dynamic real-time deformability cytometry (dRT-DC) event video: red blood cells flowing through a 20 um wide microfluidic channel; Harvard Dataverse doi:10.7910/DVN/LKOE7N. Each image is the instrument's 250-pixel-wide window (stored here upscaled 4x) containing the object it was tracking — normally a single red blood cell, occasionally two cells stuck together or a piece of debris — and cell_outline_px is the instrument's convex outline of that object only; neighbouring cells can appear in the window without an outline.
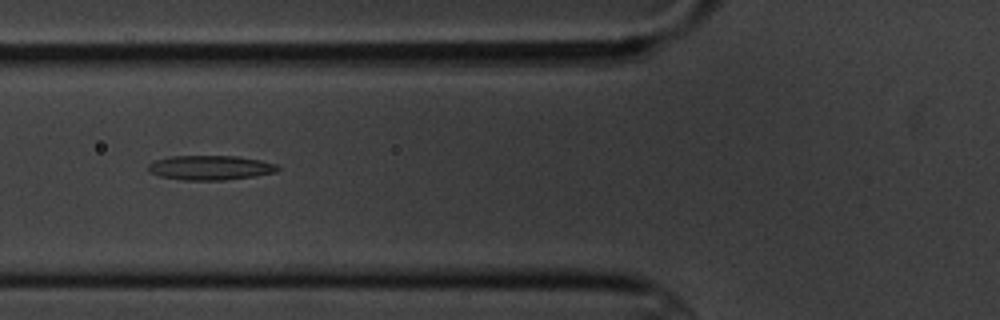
{"species": "common noctule bat (a hibernating species)", "species_latin": "Nyctalus noctula", "temperature_condition": "cold", "stored_images_in_passage": 7, "camera_frame_rate_fps": 3000, "um_per_image_px": 0.085, "animal": {"sex": "male", "body_mass_g": 20.1, "forearm_length_mm": 53.5}, "frame": {"image": 1, "passage_image": 2, "time_ms": 1.333, "image_size_px": [1000, 320], "cell_outline_px": [[280, 168], [276, 172], [252, 176], [224, 180], [184, 180], [160, 176], [152, 172], [148, 168], [148, 164], [152, 160], [172, 156], [236, 156], [260, 160], [276, 164]], "centroid_in_image_um": [17.86, 14.24], "position_along_channel_um": 107.9, "area_um2": 18.38}}
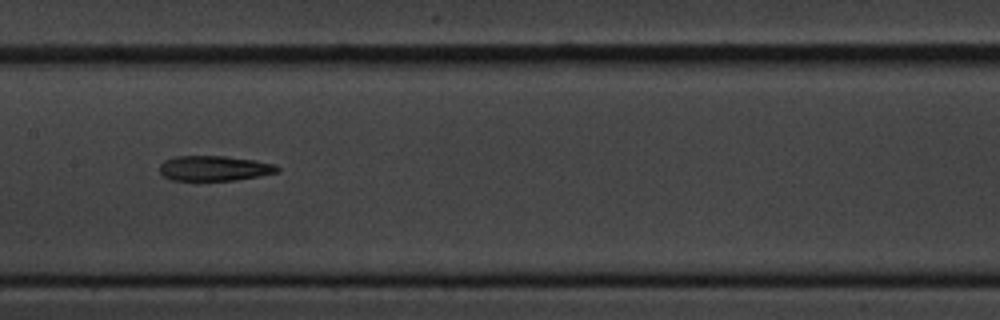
{"frame": {"image": 2, "passage_image": 4, "time_ms": 3.667, "image_size_px": [1000, 320], "cell_outline_px": [[280, 168], [276, 172], [236, 180], [172, 180], [164, 176], [160, 172], [160, 164], [164, 160], [176, 156], [224, 156], [256, 160], [276, 164]], "centroid_in_image_um": [18.2, 14.29], "position_along_channel_um": 189.2, "area_um2": 17.11}}
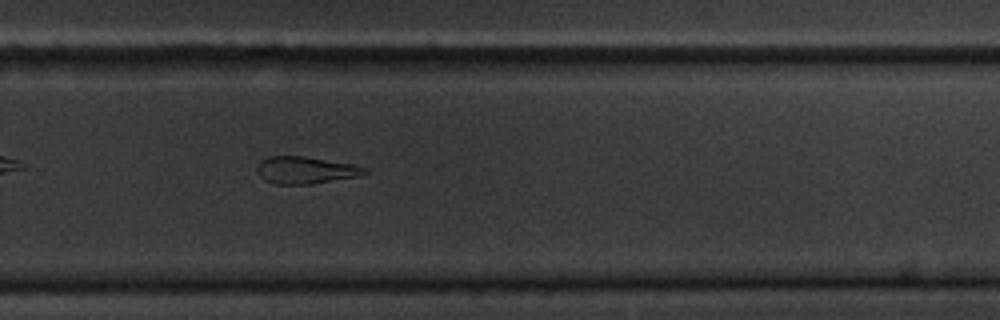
{"frame": {"image": 3, "passage_image": 7, "time_ms": 7.0, "image_size_px": [1000, 320], "cell_outline_px": [[368, 172], [356, 176], [308, 184], [276, 184], [264, 180], [256, 172], [256, 168], [260, 160], [268, 156], [304, 156], [352, 164], [368, 168]], "centroid_in_image_um": [25.91, 14.45], "position_along_channel_um": 303.9, "area_um2": 16.88}}